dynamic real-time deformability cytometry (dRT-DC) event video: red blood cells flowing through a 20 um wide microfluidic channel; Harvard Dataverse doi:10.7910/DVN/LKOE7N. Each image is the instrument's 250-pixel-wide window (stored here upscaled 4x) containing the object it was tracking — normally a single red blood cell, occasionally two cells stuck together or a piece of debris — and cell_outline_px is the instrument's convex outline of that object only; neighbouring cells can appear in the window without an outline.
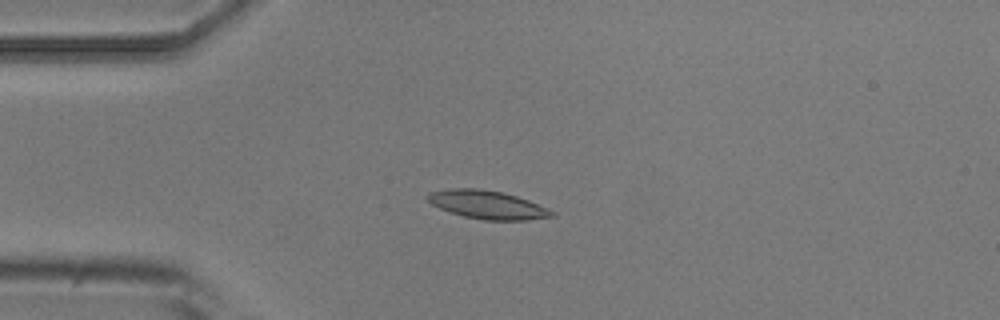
{"species": "common noctule bat (a hibernating species)", "species_latin": "Nyctalus noctula", "temperature_condition": "room temperature", "stored_images_in_passage": 10, "camera_frame_rate_fps": 3000, "um_per_image_px": 0.085, "animal": {"sex": "male", "body_mass_g": 20.5, "forearm_length_mm": 52.5}, "frame": {"image": 1, "passage_image": 5, "time_ms": 4.333, "image_size_px": [1000, 320], "cell_outline_px": [[556, 216], [528, 220], [484, 220], [464, 216], [440, 208], [432, 204], [424, 196], [428, 192], [448, 188], [480, 188], [504, 192], [528, 200], [556, 212]], "centroid_in_image_um": [41.42, 17.39], "position_along_channel_um": 43.6, "area_um2": 20.63}}
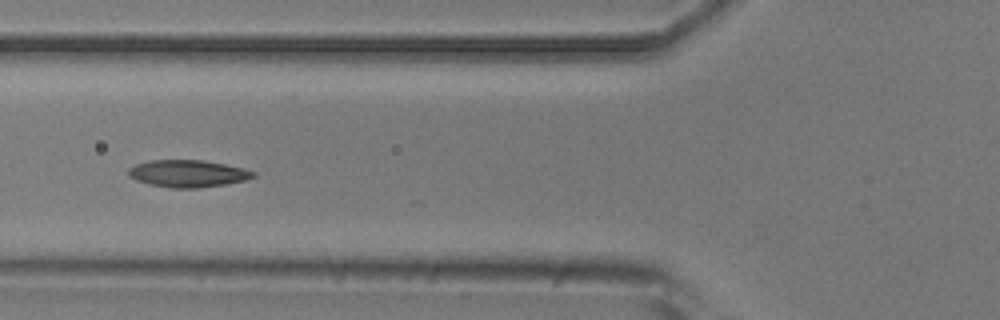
{"frame": {"image": 2, "passage_image": 7, "time_ms": 6.667, "image_size_px": [1000, 320], "cell_outline_px": [[256, 176], [244, 180], [224, 184], [200, 188], [172, 188], [148, 184], [136, 180], [128, 176], [128, 168], [136, 164], [148, 160], [200, 160], [224, 164], [244, 168], [256, 172]], "centroid_in_image_um": [15.94, 14.75], "position_along_channel_um": 109.9, "area_um2": 19.77}}
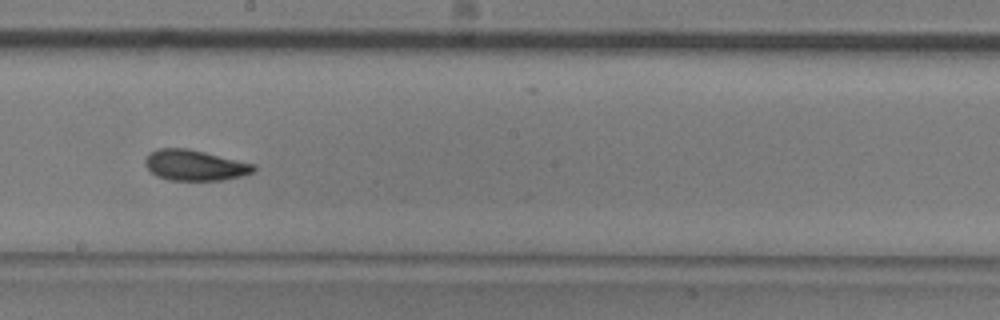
{"frame": {"image": 3, "passage_image": 10, "time_ms": 10.0, "image_size_px": [1000, 320], "cell_outline_px": [[256, 168], [252, 172], [240, 176], [220, 180], [168, 180], [156, 176], [144, 164], [144, 160], [148, 152], [156, 148], [188, 148], [256, 164]], "centroid_in_image_um": [16.52, 14.03], "position_along_channel_um": 231.7, "area_um2": 19.48}}